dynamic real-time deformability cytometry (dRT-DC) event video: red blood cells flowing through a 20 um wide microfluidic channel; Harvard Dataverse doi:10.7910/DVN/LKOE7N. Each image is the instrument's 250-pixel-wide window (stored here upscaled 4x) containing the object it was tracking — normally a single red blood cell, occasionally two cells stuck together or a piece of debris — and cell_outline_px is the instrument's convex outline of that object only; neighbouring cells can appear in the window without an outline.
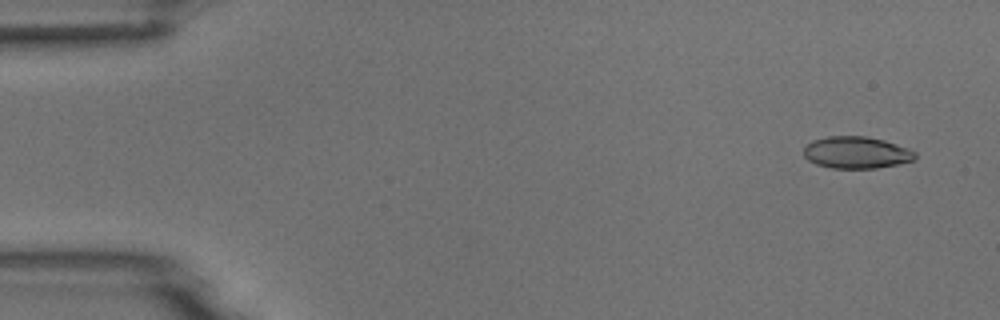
{"species": "common noctule bat (a hibernating species)", "species_latin": "Nyctalus noctula", "temperature_condition": "room temperature", "stored_images_in_passage": 5, "camera_frame_rate_fps": 3000, "um_per_image_px": 0.085, "animal": {"sex": "male", "body_mass_g": 18.8}, "frame": {"image": 1, "passage_image": 1, "time_ms": 0.0, "image_size_px": [1000, 320], "cell_outline_px": [[916, 156], [912, 160], [896, 164], [876, 168], [832, 168], [816, 164], [808, 160], [804, 156], [804, 148], [812, 140], [828, 136], [864, 136], [884, 140], [908, 148], [916, 152]], "centroid_in_image_um": [72.77, 12.96], "position_along_channel_um": 12.2, "area_um2": 20.58}}
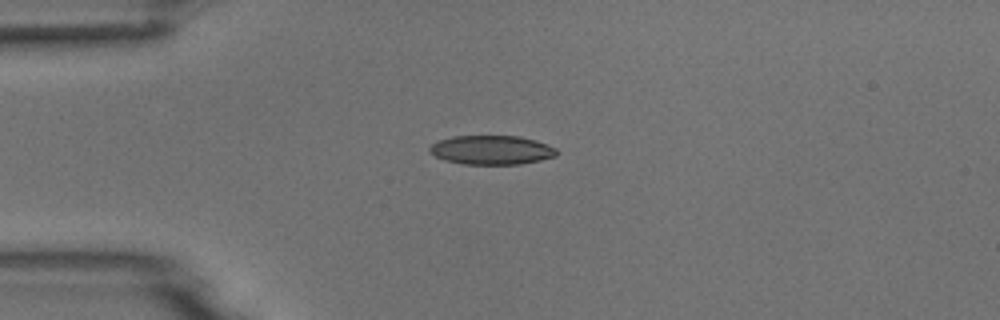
{"frame": {"image": 2, "passage_image": 4, "time_ms": 3.333, "image_size_px": [1000, 320], "cell_outline_px": [[560, 152], [556, 156], [540, 160], [520, 164], [464, 164], [444, 160], [428, 152], [428, 148], [436, 140], [452, 136], [520, 136], [536, 140], [556, 148]], "centroid_in_image_um": [41.77, 12.74], "position_along_channel_um": 43.2, "area_um2": 21.73}}
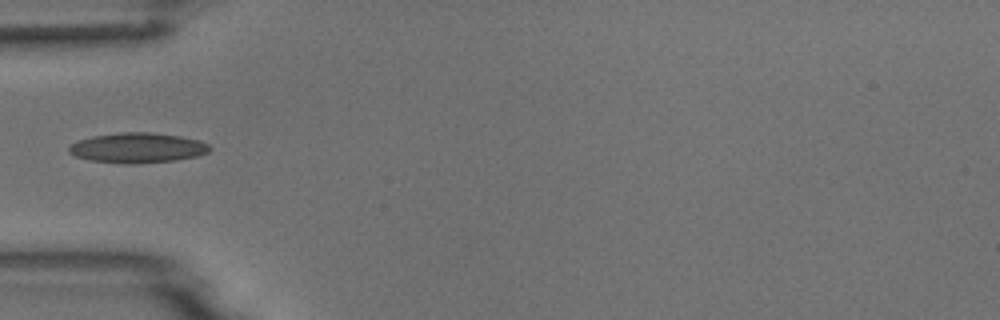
{"frame": {"image": 3, "passage_image": 5, "time_ms": 4.667, "image_size_px": [1000, 320], "cell_outline_px": [[212, 148], [208, 152], [196, 156], [176, 160], [132, 164], [124, 164], [92, 160], [76, 156], [68, 152], [68, 148], [72, 144], [80, 140], [92, 136], [120, 132], [152, 132], [180, 136], [200, 140], [208, 144]], "centroid_in_image_um": [11.72, 12.56], "position_along_channel_um": 73.3, "area_um2": 24.62}}